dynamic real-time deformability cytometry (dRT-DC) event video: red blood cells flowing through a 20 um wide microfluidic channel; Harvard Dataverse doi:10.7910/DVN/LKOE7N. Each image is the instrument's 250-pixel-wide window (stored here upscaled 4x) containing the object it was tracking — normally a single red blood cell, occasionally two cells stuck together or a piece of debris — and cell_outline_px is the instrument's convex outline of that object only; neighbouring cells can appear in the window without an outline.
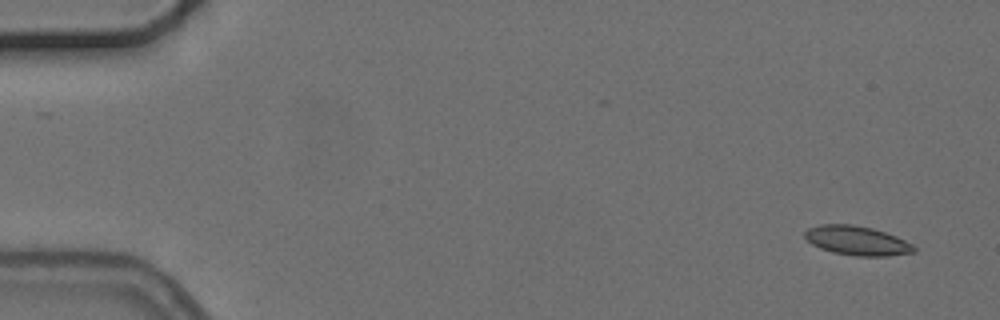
{"species": "common noctule bat (a hibernating species)", "species_latin": "Nyctalus noctula", "temperature_condition": "cold", "stored_images_in_passage": 4, "camera_frame_rate_fps": 3000, "um_per_image_px": 0.085, "animal": {"sex": "female", "body_mass_g": 24.6, "forearm_length_mm": 56.2}, "frame": {"image": 1, "passage_image": 1, "time_ms": 0.0, "image_size_px": [1000, 320], "cell_outline_px": [[916, 252], [888, 256], [856, 256], [832, 252], [820, 248], [812, 244], [804, 236], [804, 232], [808, 228], [820, 224], [852, 224], [872, 228], [896, 236], [912, 244], [916, 248]], "centroid_in_image_um": [72.84, 20.45], "position_along_channel_um": 12.2, "area_um2": 18.61}}
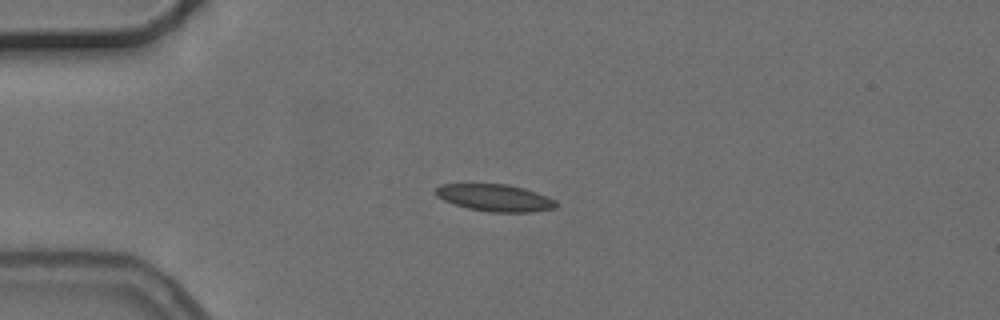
{"frame": {"image": 2, "passage_image": 4, "time_ms": 3.667, "image_size_px": [1000, 320], "cell_outline_px": [[556, 208], [532, 212], [488, 212], [468, 208], [444, 200], [436, 196], [436, 188], [440, 184], [508, 184], [524, 188], [536, 192], [556, 200]], "centroid_in_image_um": [42.09, 16.81], "position_along_channel_um": 42.9, "area_um2": 18.9}}